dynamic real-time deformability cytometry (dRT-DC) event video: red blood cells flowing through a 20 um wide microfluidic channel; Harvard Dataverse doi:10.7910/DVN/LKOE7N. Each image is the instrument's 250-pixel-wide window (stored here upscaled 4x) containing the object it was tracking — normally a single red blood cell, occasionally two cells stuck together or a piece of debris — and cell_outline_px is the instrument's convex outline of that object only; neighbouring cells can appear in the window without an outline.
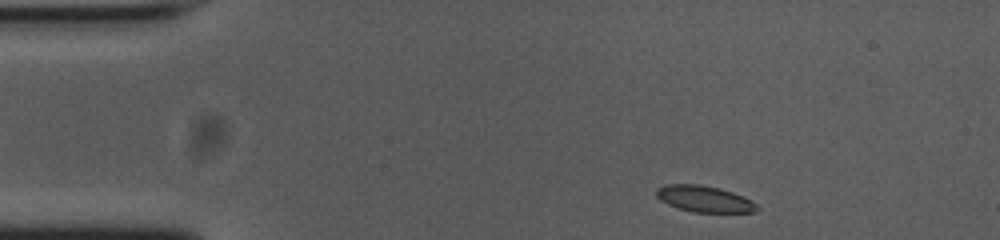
{"species": "common noctule bat (a hibernating species)", "species_latin": "Nyctalus noctula", "temperature_condition": "cold", "stored_images_in_passage": 47, "camera_frame_rate_fps": 3000, "um_per_image_px": 0.085, "animal": {"sex": "female", "body_mass_g": 23.0, "forearm_length_mm": 53.4}, "frame": {"image": 1, "passage_image": 1, "time_ms": 0.0, "image_size_px": [1000, 240], "cell_outline_px": [[760, 208], [756, 212], [692, 212], [668, 204], [660, 200], [656, 196], [656, 188], [664, 184], [700, 184], [720, 188], [744, 196], [752, 200]], "centroid_in_image_um": [59.88, 16.9], "position_along_channel_um": 25.1, "area_um2": 15.55}}
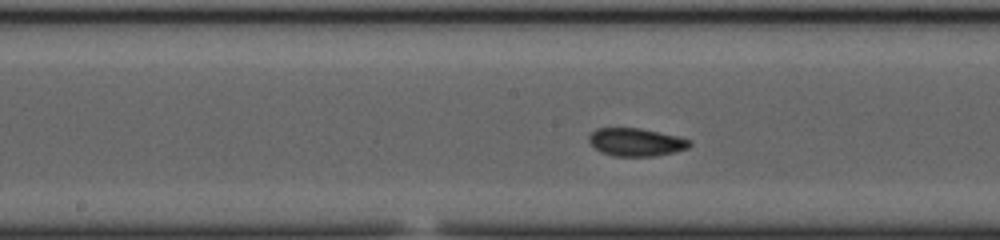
{"frame": {"image": 2, "passage_image": 20, "time_ms": 6.333, "image_size_px": [1000, 240], "cell_outline_px": [[692, 144], [688, 148], [656, 156], [616, 156], [600, 152], [588, 140], [588, 136], [596, 128], [640, 128], [676, 136], [692, 140]], "centroid_in_image_um": [54.06, 12.08], "position_along_channel_um": 194.1, "area_um2": 16.3}}
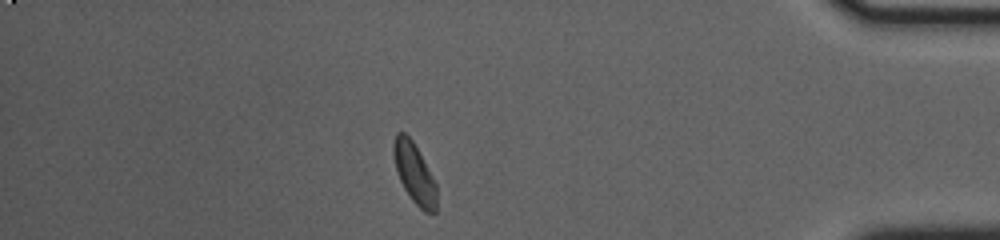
{"frame": {"image": 3, "passage_image": 40, "time_ms": 13.0, "image_size_px": [1000, 240], "cell_outline_px": [[436, 212], [424, 212], [412, 200], [404, 188], [400, 180], [396, 168], [392, 152], [392, 148], [396, 132], [404, 132], [412, 140], [436, 184]], "centroid_in_image_um": [35.2, 14.72], "position_along_channel_um": 400.0, "area_um2": 14.8}, "authors_computed_cell_mechanics": {"area_um2": 15.7794, "velocity_mm_per_s": 3.7126, "shape_relaxation_time_tau1_ms": 2.8056, "shape_relaxation_time_tau2_ms": 3.1725, "deformation_change_tau1": 0.0796, "deformation_change_tau2": 0.066}}